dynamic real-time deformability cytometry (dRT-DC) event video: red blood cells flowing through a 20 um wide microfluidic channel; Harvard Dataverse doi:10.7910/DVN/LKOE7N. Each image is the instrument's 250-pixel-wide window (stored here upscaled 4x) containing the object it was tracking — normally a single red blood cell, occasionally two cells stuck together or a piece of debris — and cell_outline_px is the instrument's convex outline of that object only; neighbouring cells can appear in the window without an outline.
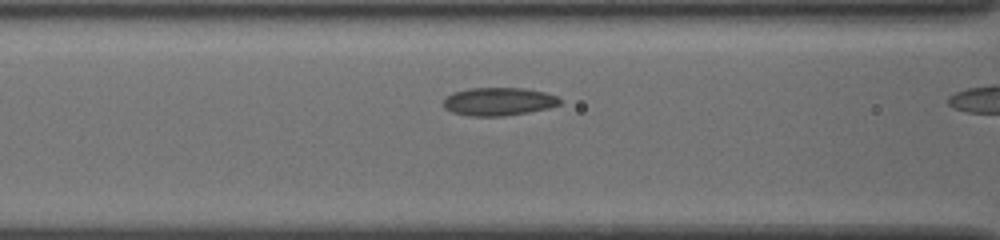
{"species": "common noctule bat (a hibernating species)", "species_latin": "Nyctalus noctula", "temperature_condition": "cold", "stored_images_in_passage": 10, "camera_frame_rate_fps": 3000, "um_per_image_px": 0.085, "animal": {"sex": "female", "body_mass_g": 19.5, "forearm_length_mm": 54.1}, "frame": {"image": 1, "passage_image": 9, "time_ms": 2.667, "image_size_px": [1000, 240], "cell_outline_px": [[564, 100], [560, 104], [548, 108], [528, 112], [504, 116], [468, 116], [452, 112], [444, 108], [444, 100], [452, 92], [468, 88], [524, 88], [544, 92], [556, 96]], "centroid_in_image_um": [42.39, 8.63], "position_along_channel_um": 124.2, "area_um2": 19.13}}